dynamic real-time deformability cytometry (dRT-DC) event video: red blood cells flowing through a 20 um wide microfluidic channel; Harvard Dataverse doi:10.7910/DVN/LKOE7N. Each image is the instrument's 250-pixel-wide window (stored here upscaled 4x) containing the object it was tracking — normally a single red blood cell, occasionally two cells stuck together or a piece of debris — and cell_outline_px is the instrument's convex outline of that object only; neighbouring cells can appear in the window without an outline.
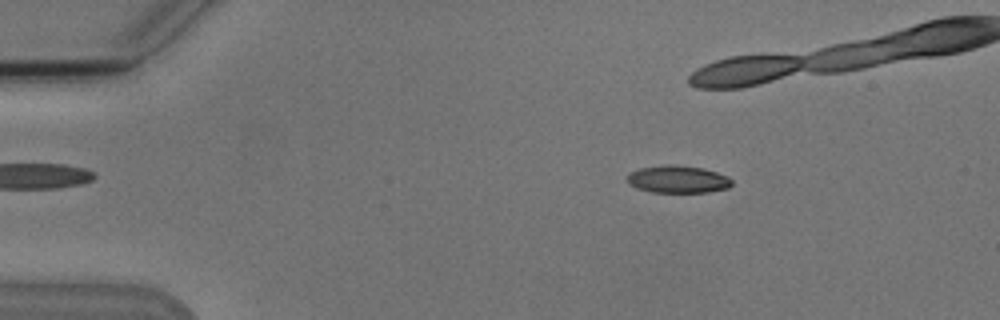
{"species": "Egyptian fruit bat (a non-hibernating species)", "species_latin": "Rousettus aegyptiacus", "temperature_condition": "cold", "stored_images_in_passage": 5, "camera_frame_rate_fps": 3000, "um_per_image_px": 0.085, "animal": {"sex": "male"}, "frame": {"image": 1, "passage_image": 2, "time_ms": 1.333, "image_size_px": [1000, 320], "cell_outline_px": [[732, 184], [728, 188], [708, 192], [652, 192], [636, 188], [628, 184], [628, 172], [640, 168], [664, 164], [668, 164], [704, 168], [728, 176], [732, 180]], "centroid_in_image_um": [57.6, 15.23], "position_along_channel_um": 27.4, "area_um2": 16.82}}